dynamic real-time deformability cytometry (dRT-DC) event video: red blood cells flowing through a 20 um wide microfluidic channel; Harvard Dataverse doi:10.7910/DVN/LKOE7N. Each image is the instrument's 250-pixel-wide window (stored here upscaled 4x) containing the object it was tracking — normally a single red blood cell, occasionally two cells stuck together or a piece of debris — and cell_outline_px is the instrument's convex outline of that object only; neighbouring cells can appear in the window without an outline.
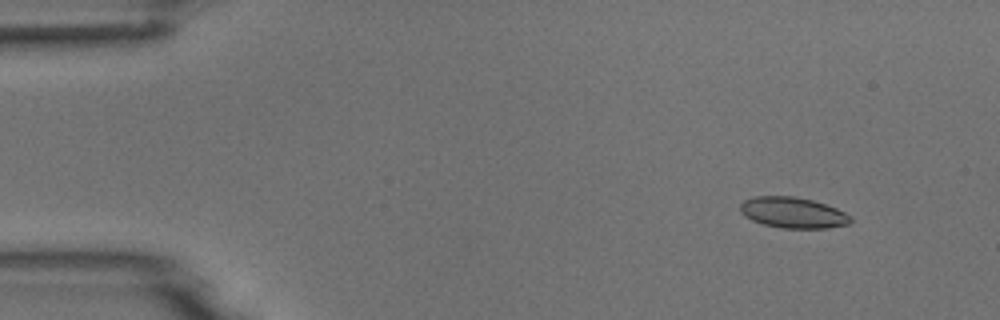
{"species": "common noctule bat (a hibernating species)", "species_latin": "Nyctalus noctula", "temperature_condition": "room temperature", "stored_images_in_passage": 4, "camera_frame_rate_fps": 3000, "um_per_image_px": 0.085, "animal": {"sex": "male", "body_mass_g": 18.8}, "frame": {"image": 1, "passage_image": 2, "time_ms": 1.333, "image_size_px": [1000, 320], "cell_outline_px": [[852, 220], [848, 224], [828, 228], [780, 228], [764, 224], [752, 220], [744, 216], [740, 212], [740, 204], [744, 200], [752, 196], [796, 196], [812, 200], [836, 208], [852, 216]], "centroid_in_image_um": [67.38, 18.07], "position_along_channel_um": 17.6, "area_um2": 19.94}}
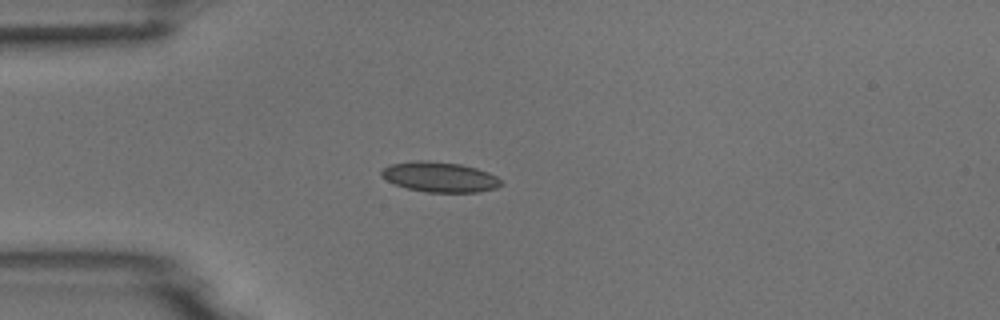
{"frame": {"image": 2, "passage_image": 4, "time_ms": 4.333, "image_size_px": [1000, 320], "cell_outline_px": [[504, 184], [496, 188], [476, 192], [428, 192], [408, 188], [396, 184], [380, 176], [380, 172], [388, 164], [416, 160], [428, 160], [460, 164], [476, 168], [488, 172], [496, 176]], "centroid_in_image_um": [37.37, 15.03], "position_along_channel_um": 47.6, "area_um2": 20.98}}